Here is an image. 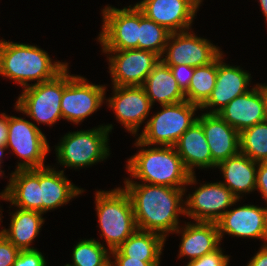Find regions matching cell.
Returning <instances> with one entry per match:
<instances>
[{
  "instance_id": "1",
  "label": "cell",
  "mask_w": 267,
  "mask_h": 266,
  "mask_svg": "<svg viewBox=\"0 0 267 266\" xmlns=\"http://www.w3.org/2000/svg\"><path fill=\"white\" fill-rule=\"evenodd\" d=\"M123 183L132 201L137 228L158 233L165 239L173 234L180 226L179 215L185 214L183 196L187 189L137 181Z\"/></svg>"
},
{
  "instance_id": "2",
  "label": "cell",
  "mask_w": 267,
  "mask_h": 266,
  "mask_svg": "<svg viewBox=\"0 0 267 266\" xmlns=\"http://www.w3.org/2000/svg\"><path fill=\"white\" fill-rule=\"evenodd\" d=\"M134 142V146L140 150L138 149V153L127 159L126 170L130 178L127 177L124 181L137 179L145 184L182 189L198 184L196 174H191L186 169L174 146L152 147L137 138Z\"/></svg>"
},
{
  "instance_id": "3",
  "label": "cell",
  "mask_w": 267,
  "mask_h": 266,
  "mask_svg": "<svg viewBox=\"0 0 267 266\" xmlns=\"http://www.w3.org/2000/svg\"><path fill=\"white\" fill-rule=\"evenodd\" d=\"M68 65L53 61L39 46L0 39V75L22 89L53 79ZM31 81L34 83H28Z\"/></svg>"
},
{
  "instance_id": "4",
  "label": "cell",
  "mask_w": 267,
  "mask_h": 266,
  "mask_svg": "<svg viewBox=\"0 0 267 266\" xmlns=\"http://www.w3.org/2000/svg\"><path fill=\"white\" fill-rule=\"evenodd\" d=\"M95 209L101 237L111 252L122 245L138 228L129 194L122 187L96 191Z\"/></svg>"
},
{
  "instance_id": "5",
  "label": "cell",
  "mask_w": 267,
  "mask_h": 266,
  "mask_svg": "<svg viewBox=\"0 0 267 266\" xmlns=\"http://www.w3.org/2000/svg\"><path fill=\"white\" fill-rule=\"evenodd\" d=\"M112 129V124H103L66 133L55 145L57 163L65 168L80 169L106 160L111 154L108 138Z\"/></svg>"
},
{
  "instance_id": "6",
  "label": "cell",
  "mask_w": 267,
  "mask_h": 266,
  "mask_svg": "<svg viewBox=\"0 0 267 266\" xmlns=\"http://www.w3.org/2000/svg\"><path fill=\"white\" fill-rule=\"evenodd\" d=\"M162 110L150 116L138 140L149 146H174L182 134L197 120L198 105L188 101L161 105ZM195 115V116H194Z\"/></svg>"
},
{
  "instance_id": "7",
  "label": "cell",
  "mask_w": 267,
  "mask_h": 266,
  "mask_svg": "<svg viewBox=\"0 0 267 266\" xmlns=\"http://www.w3.org/2000/svg\"><path fill=\"white\" fill-rule=\"evenodd\" d=\"M105 85H96L87 78L69 74V65L63 70L61 114L64 120L79 124L97 112L106 100Z\"/></svg>"
},
{
  "instance_id": "8",
  "label": "cell",
  "mask_w": 267,
  "mask_h": 266,
  "mask_svg": "<svg viewBox=\"0 0 267 266\" xmlns=\"http://www.w3.org/2000/svg\"><path fill=\"white\" fill-rule=\"evenodd\" d=\"M63 71L51 80L23 88L14 108L38 124L53 126L62 119Z\"/></svg>"
},
{
  "instance_id": "9",
  "label": "cell",
  "mask_w": 267,
  "mask_h": 266,
  "mask_svg": "<svg viewBox=\"0 0 267 266\" xmlns=\"http://www.w3.org/2000/svg\"><path fill=\"white\" fill-rule=\"evenodd\" d=\"M6 147L21 160L16 170L46 167V155L50 152L49 142L38 124L22 117L8 115V139Z\"/></svg>"
},
{
  "instance_id": "10",
  "label": "cell",
  "mask_w": 267,
  "mask_h": 266,
  "mask_svg": "<svg viewBox=\"0 0 267 266\" xmlns=\"http://www.w3.org/2000/svg\"><path fill=\"white\" fill-rule=\"evenodd\" d=\"M101 11L103 23L97 36L101 50L138 49L139 8L135 4L121 9L107 5Z\"/></svg>"
},
{
  "instance_id": "11",
  "label": "cell",
  "mask_w": 267,
  "mask_h": 266,
  "mask_svg": "<svg viewBox=\"0 0 267 266\" xmlns=\"http://www.w3.org/2000/svg\"><path fill=\"white\" fill-rule=\"evenodd\" d=\"M107 55L112 86H143L160 56L142 49L102 50ZM109 56V57H108Z\"/></svg>"
},
{
  "instance_id": "12",
  "label": "cell",
  "mask_w": 267,
  "mask_h": 266,
  "mask_svg": "<svg viewBox=\"0 0 267 266\" xmlns=\"http://www.w3.org/2000/svg\"><path fill=\"white\" fill-rule=\"evenodd\" d=\"M221 53L219 46L189 29L170 34L160 59L166 65L186 64L196 68L213 62Z\"/></svg>"
},
{
  "instance_id": "13",
  "label": "cell",
  "mask_w": 267,
  "mask_h": 266,
  "mask_svg": "<svg viewBox=\"0 0 267 266\" xmlns=\"http://www.w3.org/2000/svg\"><path fill=\"white\" fill-rule=\"evenodd\" d=\"M185 216L195 221L217 222L240 199L219 182L200 184L192 194L186 195Z\"/></svg>"
},
{
  "instance_id": "14",
  "label": "cell",
  "mask_w": 267,
  "mask_h": 266,
  "mask_svg": "<svg viewBox=\"0 0 267 266\" xmlns=\"http://www.w3.org/2000/svg\"><path fill=\"white\" fill-rule=\"evenodd\" d=\"M112 97L106 105L112 109L117 121L134 136H138L140 126L148 119L153 108L143 86H113Z\"/></svg>"
},
{
  "instance_id": "15",
  "label": "cell",
  "mask_w": 267,
  "mask_h": 266,
  "mask_svg": "<svg viewBox=\"0 0 267 266\" xmlns=\"http://www.w3.org/2000/svg\"><path fill=\"white\" fill-rule=\"evenodd\" d=\"M203 0H141L136 6L150 20L176 33L192 29Z\"/></svg>"
},
{
  "instance_id": "16",
  "label": "cell",
  "mask_w": 267,
  "mask_h": 266,
  "mask_svg": "<svg viewBox=\"0 0 267 266\" xmlns=\"http://www.w3.org/2000/svg\"><path fill=\"white\" fill-rule=\"evenodd\" d=\"M224 56L222 52L217 57L216 84L207 101L200 107V111L210 109L204 113L217 114L234 98L251 90V74L240 66L223 62Z\"/></svg>"
},
{
  "instance_id": "17",
  "label": "cell",
  "mask_w": 267,
  "mask_h": 266,
  "mask_svg": "<svg viewBox=\"0 0 267 266\" xmlns=\"http://www.w3.org/2000/svg\"><path fill=\"white\" fill-rule=\"evenodd\" d=\"M220 240L224 235L260 239L267 244V207L245 204L232 208L217 221Z\"/></svg>"
},
{
  "instance_id": "18",
  "label": "cell",
  "mask_w": 267,
  "mask_h": 266,
  "mask_svg": "<svg viewBox=\"0 0 267 266\" xmlns=\"http://www.w3.org/2000/svg\"><path fill=\"white\" fill-rule=\"evenodd\" d=\"M217 114L239 133L266 121V83L253 85L251 90L234 98Z\"/></svg>"
},
{
  "instance_id": "19",
  "label": "cell",
  "mask_w": 267,
  "mask_h": 266,
  "mask_svg": "<svg viewBox=\"0 0 267 266\" xmlns=\"http://www.w3.org/2000/svg\"><path fill=\"white\" fill-rule=\"evenodd\" d=\"M197 121L202 125L212 155V169L240 152L239 132L218 114L201 113Z\"/></svg>"
},
{
  "instance_id": "20",
  "label": "cell",
  "mask_w": 267,
  "mask_h": 266,
  "mask_svg": "<svg viewBox=\"0 0 267 266\" xmlns=\"http://www.w3.org/2000/svg\"><path fill=\"white\" fill-rule=\"evenodd\" d=\"M8 184L0 193V198L22 209L43 213L41 200L40 168L19 169L10 174Z\"/></svg>"
},
{
  "instance_id": "21",
  "label": "cell",
  "mask_w": 267,
  "mask_h": 266,
  "mask_svg": "<svg viewBox=\"0 0 267 266\" xmlns=\"http://www.w3.org/2000/svg\"><path fill=\"white\" fill-rule=\"evenodd\" d=\"M173 233L181 234L178 259L188 257V261L196 260L214 252L221 245L217 222H185Z\"/></svg>"
},
{
  "instance_id": "22",
  "label": "cell",
  "mask_w": 267,
  "mask_h": 266,
  "mask_svg": "<svg viewBox=\"0 0 267 266\" xmlns=\"http://www.w3.org/2000/svg\"><path fill=\"white\" fill-rule=\"evenodd\" d=\"M258 162L248 156L238 153L220 162L216 168L222 172L224 184L237 199L244 194L256 191V176Z\"/></svg>"
},
{
  "instance_id": "23",
  "label": "cell",
  "mask_w": 267,
  "mask_h": 266,
  "mask_svg": "<svg viewBox=\"0 0 267 266\" xmlns=\"http://www.w3.org/2000/svg\"><path fill=\"white\" fill-rule=\"evenodd\" d=\"M64 170H58L47 165L40 168L41 200L43 214L66 205L70 200L84 193L83 188L77 187L67 179Z\"/></svg>"
},
{
  "instance_id": "24",
  "label": "cell",
  "mask_w": 267,
  "mask_h": 266,
  "mask_svg": "<svg viewBox=\"0 0 267 266\" xmlns=\"http://www.w3.org/2000/svg\"><path fill=\"white\" fill-rule=\"evenodd\" d=\"M184 166L195 174L194 168L211 169L212 155L202 125L196 120L174 145Z\"/></svg>"
},
{
  "instance_id": "25",
  "label": "cell",
  "mask_w": 267,
  "mask_h": 266,
  "mask_svg": "<svg viewBox=\"0 0 267 266\" xmlns=\"http://www.w3.org/2000/svg\"><path fill=\"white\" fill-rule=\"evenodd\" d=\"M10 215L9 229L2 228V234L19 250L36 249L32 243L44 224L43 213L16 208Z\"/></svg>"
},
{
  "instance_id": "26",
  "label": "cell",
  "mask_w": 267,
  "mask_h": 266,
  "mask_svg": "<svg viewBox=\"0 0 267 266\" xmlns=\"http://www.w3.org/2000/svg\"><path fill=\"white\" fill-rule=\"evenodd\" d=\"M143 88L151 104L159 102L160 105L174 104L185 101V94L173 77L170 67L161 60L148 74Z\"/></svg>"
},
{
  "instance_id": "27",
  "label": "cell",
  "mask_w": 267,
  "mask_h": 266,
  "mask_svg": "<svg viewBox=\"0 0 267 266\" xmlns=\"http://www.w3.org/2000/svg\"><path fill=\"white\" fill-rule=\"evenodd\" d=\"M166 240L158 233L137 229L117 249L131 259L143 262H160Z\"/></svg>"
},
{
  "instance_id": "28",
  "label": "cell",
  "mask_w": 267,
  "mask_h": 266,
  "mask_svg": "<svg viewBox=\"0 0 267 266\" xmlns=\"http://www.w3.org/2000/svg\"><path fill=\"white\" fill-rule=\"evenodd\" d=\"M217 79V58L204 66L194 68L188 89L184 92L186 101L201 107L209 98Z\"/></svg>"
},
{
  "instance_id": "29",
  "label": "cell",
  "mask_w": 267,
  "mask_h": 266,
  "mask_svg": "<svg viewBox=\"0 0 267 266\" xmlns=\"http://www.w3.org/2000/svg\"><path fill=\"white\" fill-rule=\"evenodd\" d=\"M72 266H110L111 252L94 238L80 239L73 247Z\"/></svg>"
},
{
  "instance_id": "30",
  "label": "cell",
  "mask_w": 267,
  "mask_h": 266,
  "mask_svg": "<svg viewBox=\"0 0 267 266\" xmlns=\"http://www.w3.org/2000/svg\"><path fill=\"white\" fill-rule=\"evenodd\" d=\"M240 153L256 162L267 161V121L239 133Z\"/></svg>"
},
{
  "instance_id": "31",
  "label": "cell",
  "mask_w": 267,
  "mask_h": 266,
  "mask_svg": "<svg viewBox=\"0 0 267 266\" xmlns=\"http://www.w3.org/2000/svg\"><path fill=\"white\" fill-rule=\"evenodd\" d=\"M170 34L165 27L148 19L139 9L138 49L152 51L161 57Z\"/></svg>"
},
{
  "instance_id": "32",
  "label": "cell",
  "mask_w": 267,
  "mask_h": 266,
  "mask_svg": "<svg viewBox=\"0 0 267 266\" xmlns=\"http://www.w3.org/2000/svg\"><path fill=\"white\" fill-rule=\"evenodd\" d=\"M230 256L223 253L219 247L212 253L206 254L196 260L188 261L186 266H229Z\"/></svg>"
},
{
  "instance_id": "33",
  "label": "cell",
  "mask_w": 267,
  "mask_h": 266,
  "mask_svg": "<svg viewBox=\"0 0 267 266\" xmlns=\"http://www.w3.org/2000/svg\"><path fill=\"white\" fill-rule=\"evenodd\" d=\"M13 266H48L38 249L20 250Z\"/></svg>"
},
{
  "instance_id": "34",
  "label": "cell",
  "mask_w": 267,
  "mask_h": 266,
  "mask_svg": "<svg viewBox=\"0 0 267 266\" xmlns=\"http://www.w3.org/2000/svg\"><path fill=\"white\" fill-rule=\"evenodd\" d=\"M19 251L0 231V266H13Z\"/></svg>"
},
{
  "instance_id": "35",
  "label": "cell",
  "mask_w": 267,
  "mask_h": 266,
  "mask_svg": "<svg viewBox=\"0 0 267 266\" xmlns=\"http://www.w3.org/2000/svg\"><path fill=\"white\" fill-rule=\"evenodd\" d=\"M167 66L170 67L171 73L176 79L178 86L183 92H185L190 85L194 73V67L188 66L186 64Z\"/></svg>"
},
{
  "instance_id": "36",
  "label": "cell",
  "mask_w": 267,
  "mask_h": 266,
  "mask_svg": "<svg viewBox=\"0 0 267 266\" xmlns=\"http://www.w3.org/2000/svg\"><path fill=\"white\" fill-rule=\"evenodd\" d=\"M111 260H114L111 266H160V262H143L126 257L118 249L111 251Z\"/></svg>"
},
{
  "instance_id": "37",
  "label": "cell",
  "mask_w": 267,
  "mask_h": 266,
  "mask_svg": "<svg viewBox=\"0 0 267 266\" xmlns=\"http://www.w3.org/2000/svg\"><path fill=\"white\" fill-rule=\"evenodd\" d=\"M256 190L261 193V196L267 205V161L258 162L256 176Z\"/></svg>"
},
{
  "instance_id": "38",
  "label": "cell",
  "mask_w": 267,
  "mask_h": 266,
  "mask_svg": "<svg viewBox=\"0 0 267 266\" xmlns=\"http://www.w3.org/2000/svg\"><path fill=\"white\" fill-rule=\"evenodd\" d=\"M246 266H267V244H262Z\"/></svg>"
},
{
  "instance_id": "39",
  "label": "cell",
  "mask_w": 267,
  "mask_h": 266,
  "mask_svg": "<svg viewBox=\"0 0 267 266\" xmlns=\"http://www.w3.org/2000/svg\"><path fill=\"white\" fill-rule=\"evenodd\" d=\"M8 139V115L0 113V145H6Z\"/></svg>"
},
{
  "instance_id": "40",
  "label": "cell",
  "mask_w": 267,
  "mask_h": 266,
  "mask_svg": "<svg viewBox=\"0 0 267 266\" xmlns=\"http://www.w3.org/2000/svg\"><path fill=\"white\" fill-rule=\"evenodd\" d=\"M259 1V5L261 7V11L264 15V18L266 20L267 23V0H258Z\"/></svg>"
},
{
  "instance_id": "41",
  "label": "cell",
  "mask_w": 267,
  "mask_h": 266,
  "mask_svg": "<svg viewBox=\"0 0 267 266\" xmlns=\"http://www.w3.org/2000/svg\"><path fill=\"white\" fill-rule=\"evenodd\" d=\"M5 150H8V148L6 147V145H0V168H1V164L3 163L1 160L4 156V152Z\"/></svg>"
},
{
  "instance_id": "42",
  "label": "cell",
  "mask_w": 267,
  "mask_h": 266,
  "mask_svg": "<svg viewBox=\"0 0 267 266\" xmlns=\"http://www.w3.org/2000/svg\"><path fill=\"white\" fill-rule=\"evenodd\" d=\"M266 121H267V84H266Z\"/></svg>"
},
{
  "instance_id": "43",
  "label": "cell",
  "mask_w": 267,
  "mask_h": 266,
  "mask_svg": "<svg viewBox=\"0 0 267 266\" xmlns=\"http://www.w3.org/2000/svg\"><path fill=\"white\" fill-rule=\"evenodd\" d=\"M3 175H4V171L1 170V168H0V178H3Z\"/></svg>"
},
{
  "instance_id": "44",
  "label": "cell",
  "mask_w": 267,
  "mask_h": 266,
  "mask_svg": "<svg viewBox=\"0 0 267 266\" xmlns=\"http://www.w3.org/2000/svg\"><path fill=\"white\" fill-rule=\"evenodd\" d=\"M2 211H3V210H2L1 207H0V222H3V221H1L2 218H3V217H2Z\"/></svg>"
}]
</instances>
